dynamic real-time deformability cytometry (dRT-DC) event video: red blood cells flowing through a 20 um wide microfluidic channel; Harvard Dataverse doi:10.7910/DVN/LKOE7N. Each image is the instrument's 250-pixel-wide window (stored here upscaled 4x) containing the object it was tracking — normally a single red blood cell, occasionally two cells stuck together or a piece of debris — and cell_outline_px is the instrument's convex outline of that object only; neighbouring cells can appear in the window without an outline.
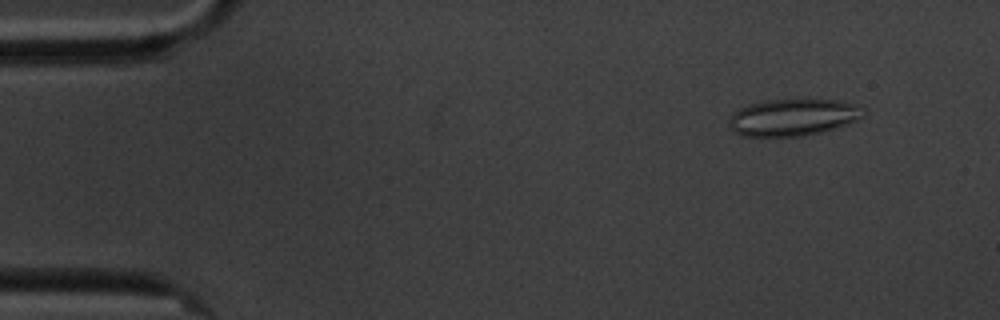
{"species": "common noctule bat (a hibernating species)", "species_latin": "Nyctalus noctula", "temperature_condition": "cold", "stored_images_in_passage": 59, "camera_frame_rate_fps": 3000, "um_per_image_px": 0.085, "animal": {"sex": "male", "body_mass_g": 20.1, "forearm_length_mm": 53.5}, "frame": {"image": 1, "passage_image": 6, "time_ms": 1.667, "image_size_px": [1000, 320], "cell_outline_px": [[864, 116], [848, 124], [836, 128], [804, 136], [740, 136], [732, 132], [728, 124], [728, 120], [740, 108], [748, 104], [768, 100], [840, 100], [860, 104], [864, 108]], "centroid_in_image_um": [67.43, 9.98], "position_along_channel_um": 17.6, "area_um2": 29.07}}
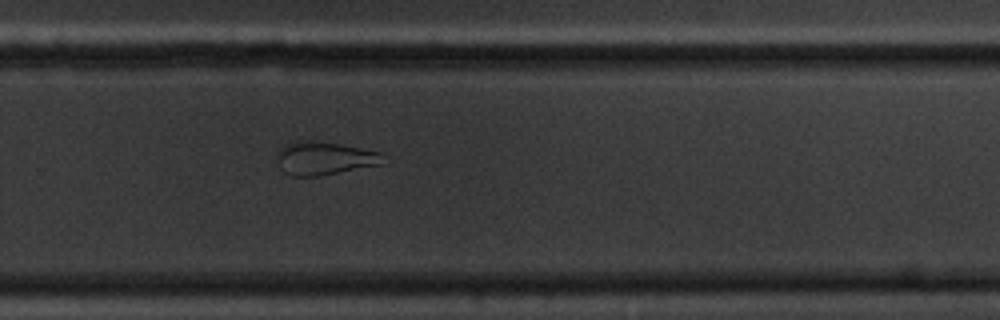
{"frame": {"image": 2, "passage_image": 39, "time_ms": 12.667, "image_size_px": [1000, 320], "cell_outline_px": [[384, 164], [320, 176], [292, 176], [284, 172], [280, 168], [276, 160], [276, 152], [284, 144], [296, 140], [340, 144], [384, 152]], "centroid_in_image_um": [27.58, 13.46], "position_along_channel_um": 302.2, "area_um2": 20.87}}
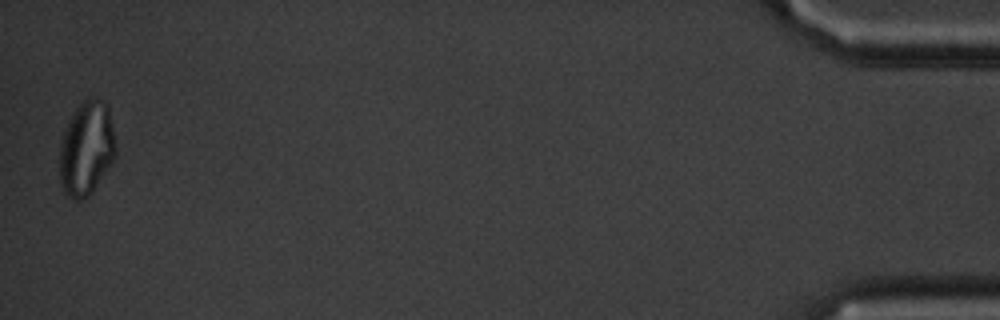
{"frame": {"image": 3, "passage_image": 58, "time_ms": 19.0, "image_size_px": [1000, 320], "cell_outline_px": [[116, 156], [112, 164], [92, 192], [84, 200], [72, 200], [64, 192], [60, 184], [60, 144], [64, 132], [72, 112], [88, 96], [92, 96], [104, 100], [108, 104], [116, 148]], "centroid_in_image_um": [7.36, 12.62], "position_along_channel_um": 427.8, "area_um2": 31.21}, "authors_computed_cell_mechanics": {"area_um2": 27.6862, "velocity_mm_per_s": 3.4089, "shape_relaxation_time_tau1_ms": null, "shape_relaxation_time_tau2_ms": 1.6375, "deformation_change_tau1": null, "deformation_change_tau2": 0.0984}}